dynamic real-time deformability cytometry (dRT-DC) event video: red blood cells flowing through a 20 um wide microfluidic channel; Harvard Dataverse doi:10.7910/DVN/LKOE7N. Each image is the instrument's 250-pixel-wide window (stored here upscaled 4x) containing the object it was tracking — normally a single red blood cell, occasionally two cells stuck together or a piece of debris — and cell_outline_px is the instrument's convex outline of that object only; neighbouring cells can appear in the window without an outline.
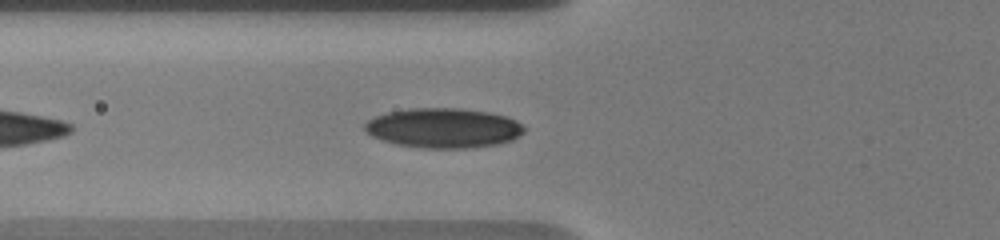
{"species": "human", "species_latin": "Homo sapiens", "temperature_condition": "warm", "stored_images_in_passage": 6, "camera_frame_rate_fps": 3000, "um_per_image_px": 0.085, "donor": {"sex": "male"}, "frame": {"image": 1, "passage_image": 3, "time_ms": 1.0, "image_size_px": [1000, 240], "cell_outline_px": [[524, 132], [520, 136], [512, 140], [500, 144], [472, 148], [420, 148], [396, 144], [372, 136], [364, 128], [364, 124], [368, 120], [376, 116], [388, 112], [412, 108], [460, 108], [488, 112], [508, 116], [524, 124]], "centroid_in_image_um": [37.75, 10.88], "position_along_channel_um": 88.0, "area_um2": 37.17}}
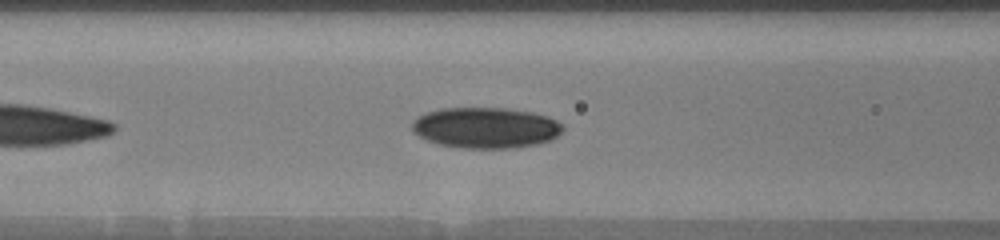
{"frame": {"image": 2, "passage_image": 5, "time_ms": 2.0, "image_size_px": [1000, 240], "cell_outline_px": [[564, 128], [556, 136], [548, 140], [536, 144], [516, 148], [464, 148], [440, 144], [428, 140], [412, 132], [412, 120], [416, 116], [424, 112], [440, 108], [508, 108], [532, 112], [548, 116], [556, 120]], "centroid_in_image_um": [41.24, 10.84], "position_along_channel_um": 125.4, "area_um2": 35.95}}